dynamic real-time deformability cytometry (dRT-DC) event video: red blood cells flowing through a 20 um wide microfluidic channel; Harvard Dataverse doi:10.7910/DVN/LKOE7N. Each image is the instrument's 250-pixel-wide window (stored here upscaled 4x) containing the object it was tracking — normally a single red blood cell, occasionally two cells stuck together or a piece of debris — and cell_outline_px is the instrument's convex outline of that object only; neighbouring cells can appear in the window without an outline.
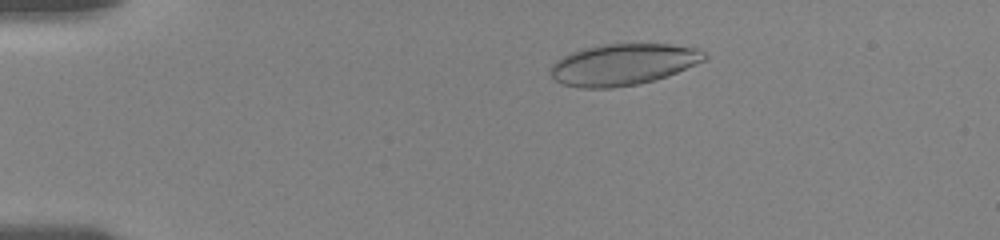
{"species": "human", "species_latin": "Homo sapiens", "temperature_condition": "room temperature", "stored_images_in_passage": 28, "camera_frame_rate_fps": 3000, "um_per_image_px": 0.085, "donor": {"sex": "female"}, "frame": {"image": 1, "passage_image": 3, "time_ms": 2.333, "image_size_px": [1000, 240], "cell_outline_px": [[708, 56], [704, 60], [668, 76], [640, 84], [612, 88], [580, 88], [564, 84], [556, 80], [552, 76], [552, 64], [556, 60], [580, 48], [604, 44], [672, 44], [700, 48]], "centroid_in_image_um": [52.99, 5.47], "position_along_channel_um": 32.0, "area_um2": 37.17}}
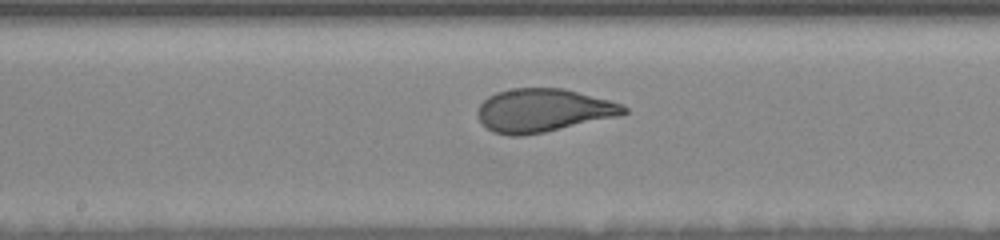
{"frame": {"image": 2, "passage_image": 13, "time_ms": 8.667, "image_size_px": [1000, 240], "cell_outline_px": [[628, 112], [616, 116], [544, 132], [520, 136], [508, 136], [492, 132], [476, 116], [476, 112], [480, 104], [488, 96], [496, 92], [512, 88], [564, 88], [608, 100], [620, 104], [628, 108]], "centroid_in_image_um": [46.11, 9.38], "position_along_channel_um": 202.1, "area_um2": 36.59}}
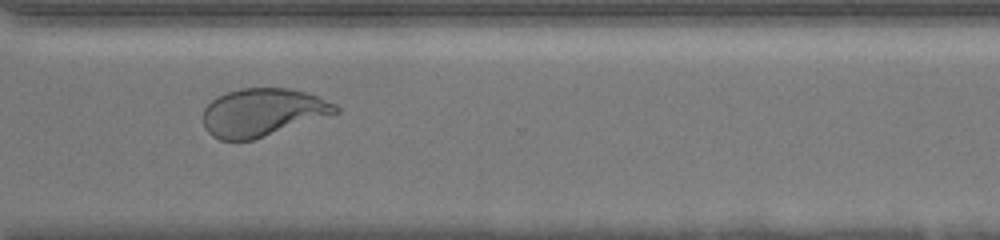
{"frame": {"image": 3, "passage_image": 22, "time_ms": 12.667, "image_size_px": [1000, 240], "cell_outline_px": [[340, 112], [332, 116], [252, 140], [220, 140], [212, 136], [204, 128], [204, 108], [212, 100], [228, 92], [240, 88], [292, 88], [308, 92], [336, 104], [340, 108]], "centroid_in_image_um": [22.38, 9.55], "position_along_channel_um": 348.2, "area_um2": 37.28}, "authors_computed_cell_mechanics": {"area_um2": 37.2521, "velocity_mm_per_s": 3.6567, "shape_relaxation_time_tau1_ms": 5.0071, "shape_relaxation_time_tau2_ms": null, "deformation_change_tau1": 0.1775, "deformation_change_tau2": null}}